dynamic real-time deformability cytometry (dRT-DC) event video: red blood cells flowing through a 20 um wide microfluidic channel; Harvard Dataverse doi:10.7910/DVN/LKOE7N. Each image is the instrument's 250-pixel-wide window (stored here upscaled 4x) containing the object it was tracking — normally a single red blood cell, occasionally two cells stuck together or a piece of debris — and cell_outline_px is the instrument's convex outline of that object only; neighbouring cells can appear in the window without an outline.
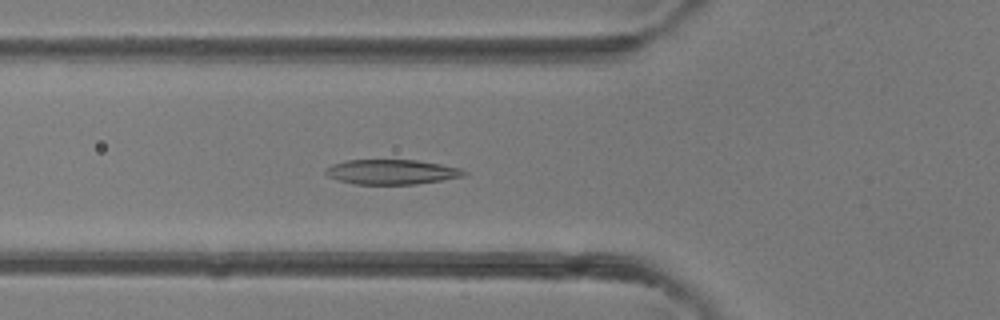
{"species": "common noctule bat (a hibernating species)", "species_latin": "Nyctalus noctula", "temperature_condition": "room temperature", "stored_images_in_passage": 42, "camera_frame_rate_fps": 3000, "um_per_image_px": 0.085, "animal": {"sex": "female"}, "frame": {"image": 1, "passage_image": 14, "time_ms": 4.333, "image_size_px": [1000, 320], "cell_outline_px": [[468, 172], [464, 176], [416, 184], [356, 184], [336, 180], [328, 176], [324, 172], [324, 168], [332, 164], [348, 160], [416, 160], [440, 164], [460, 168]], "centroid_in_image_um": [33.25, 14.61], "position_along_channel_um": 92.6, "area_um2": 20.0}}
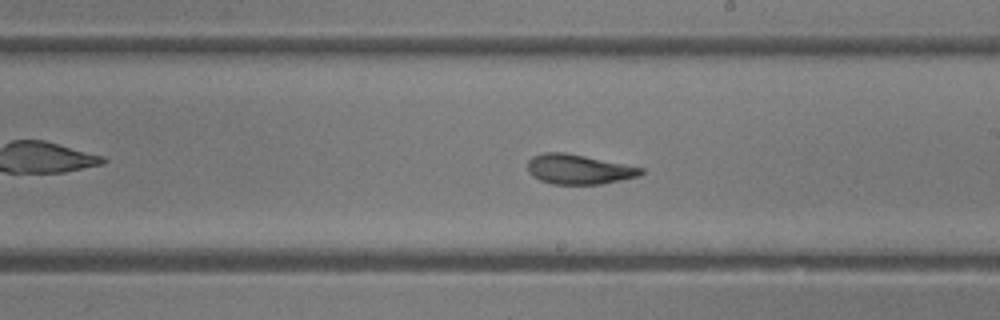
{"frame": {"image": 2, "passage_image": 23, "time_ms": 7.333, "image_size_px": [1000, 320], "cell_outline_px": [[644, 172], [640, 176], [600, 184], [552, 184], [540, 180], [532, 176], [528, 172], [528, 160], [532, 156], [544, 152], [564, 152], [644, 168]], "centroid_in_image_um": [49.16, 14.39], "position_along_channel_um": 239.8, "area_um2": 19.59}}
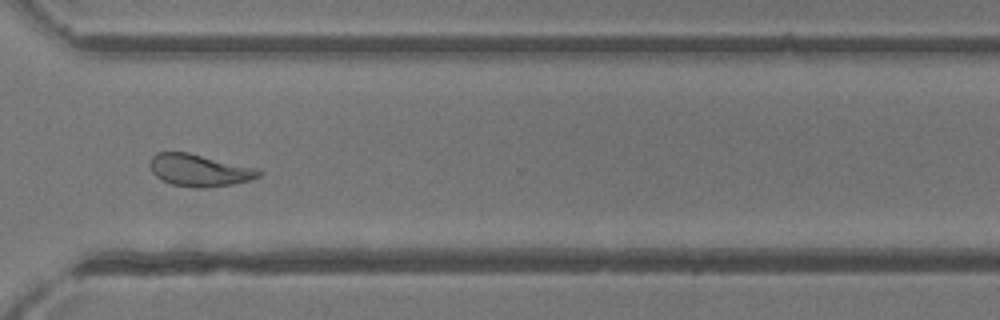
{"frame": {"image": 3, "passage_image": 30, "time_ms": 9.667, "image_size_px": [1000, 320], "cell_outline_px": [[264, 172], [260, 176], [248, 180], [232, 184], [208, 188], [196, 188], [172, 184], [156, 176], [152, 172], [148, 164], [152, 156], [156, 152], [188, 152], [260, 168]], "centroid_in_image_um": [16.97, 14.46], "position_along_channel_um": 353.6, "area_um2": 20.63}}